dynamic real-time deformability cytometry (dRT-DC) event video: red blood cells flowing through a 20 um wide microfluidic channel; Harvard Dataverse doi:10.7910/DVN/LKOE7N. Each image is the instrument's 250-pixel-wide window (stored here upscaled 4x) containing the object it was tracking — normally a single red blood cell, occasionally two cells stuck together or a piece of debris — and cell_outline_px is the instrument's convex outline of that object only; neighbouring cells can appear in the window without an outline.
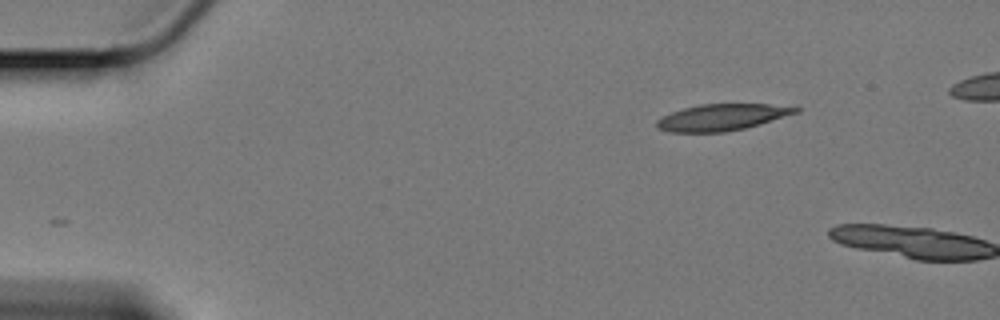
{"species": "Egyptian fruit bat (a non-hibernating species)", "species_latin": "Rousettus aegyptiacus", "temperature_condition": "cold", "stored_images_in_passage": 2, "camera_frame_rate_fps": 3000, "um_per_image_px": 0.085, "animal": {"sex": "female"}, "frame": {"image": 1, "passage_image": 1, "time_ms": 0.0, "image_size_px": [1000, 320], "cell_outline_px": [[800, 112], [760, 124], [744, 128], [724, 132], [672, 132], [656, 128], [656, 120], [672, 112], [684, 108], [700, 104], [768, 104], [800, 108]], "centroid_in_image_um": [61.36, 9.97], "position_along_channel_um": 23.6, "area_um2": 21.27}}